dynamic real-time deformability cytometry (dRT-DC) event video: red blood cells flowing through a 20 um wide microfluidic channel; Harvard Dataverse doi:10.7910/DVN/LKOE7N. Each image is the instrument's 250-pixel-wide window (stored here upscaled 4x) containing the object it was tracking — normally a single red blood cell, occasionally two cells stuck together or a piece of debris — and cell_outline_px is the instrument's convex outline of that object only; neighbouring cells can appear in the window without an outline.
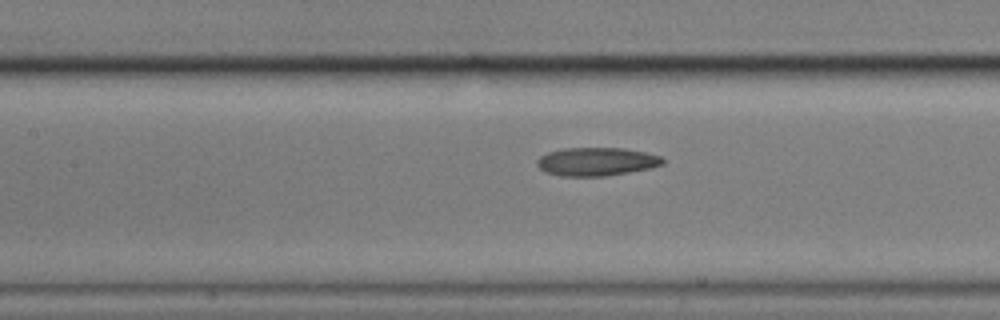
{"species": "common noctule bat (a hibernating species)", "species_latin": "Nyctalus noctula", "temperature_condition": "cold", "stored_images_in_passage": 30, "camera_frame_rate_fps": 3000, "um_per_image_px": 0.085, "animal": {"sex": "male", "body_mass_g": 17.9}, "frame": {"image": 1, "passage_image": 25, "time_ms": 8.0, "image_size_px": [1000, 320], "cell_outline_px": [[664, 164], [648, 168], [628, 172], [604, 176], [560, 176], [544, 172], [536, 164], [536, 160], [540, 156], [548, 152], [564, 148], [624, 148], [644, 152], [660, 156], [664, 160]], "centroid_in_image_um": [50.66, 13.74], "position_along_channel_um": 156.7, "area_um2": 20.69}}
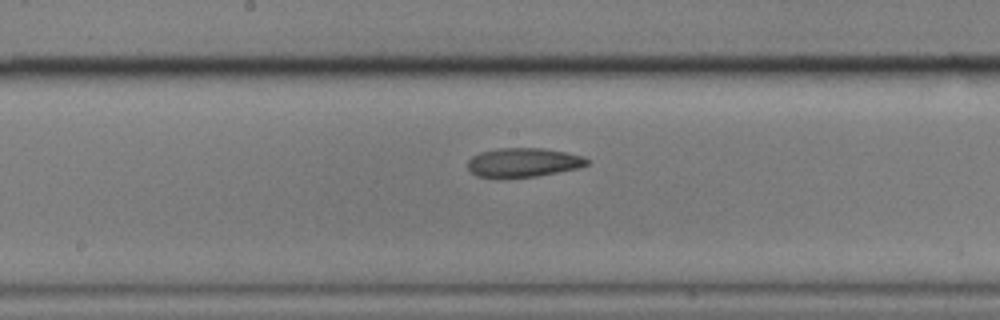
{"frame": {"image": 2, "passage_image": 29, "time_ms": 9.333, "image_size_px": [1000, 320], "cell_outline_px": [[588, 164], [580, 168], [536, 176], [504, 180], [476, 176], [468, 168], [468, 160], [472, 156], [480, 152], [496, 148], [540, 148], [564, 152], [584, 156], [588, 160]], "centroid_in_image_um": [44.43, 13.84], "position_along_channel_um": 203.8, "area_um2": 20.69}}